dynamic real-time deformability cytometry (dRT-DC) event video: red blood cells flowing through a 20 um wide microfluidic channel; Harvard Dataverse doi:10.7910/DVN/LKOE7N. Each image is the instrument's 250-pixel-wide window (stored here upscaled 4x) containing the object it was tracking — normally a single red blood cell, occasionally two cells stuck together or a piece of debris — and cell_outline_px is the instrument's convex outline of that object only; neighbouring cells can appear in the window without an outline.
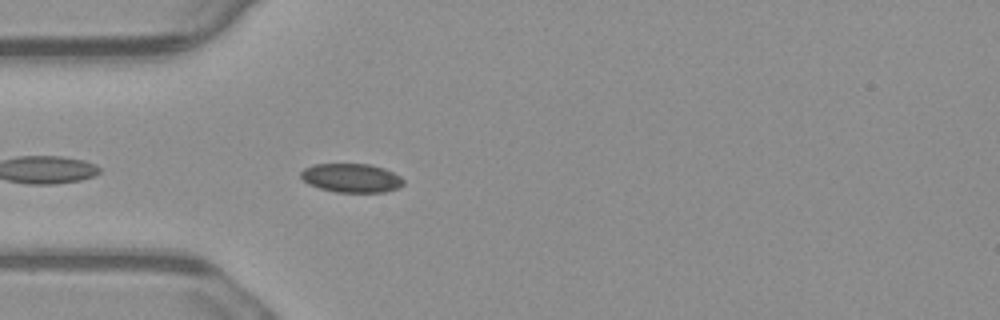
{"species": "common noctule bat (a hibernating species)", "species_latin": "Nyctalus noctula", "temperature_condition": "warm", "stored_images_in_passage": 1, "camera_frame_rate_fps": 3000, "um_per_image_px": 0.085, "animal": {"sex": "male", "body_mass_g": 23.1, "forearm_length_mm": 52.7}, "frame": {"image": 1, "passage_image": 1, "time_ms": 0.0, "image_size_px": [1000, 320], "cell_outline_px": [[404, 184], [400, 188], [384, 192], [336, 192], [320, 188], [308, 184], [300, 176], [300, 172], [304, 168], [316, 164], [368, 164], [384, 168], [400, 176], [404, 180]], "centroid_in_image_um": [29.89, 15.13], "position_along_channel_um": 55.1, "area_um2": 17.28}}